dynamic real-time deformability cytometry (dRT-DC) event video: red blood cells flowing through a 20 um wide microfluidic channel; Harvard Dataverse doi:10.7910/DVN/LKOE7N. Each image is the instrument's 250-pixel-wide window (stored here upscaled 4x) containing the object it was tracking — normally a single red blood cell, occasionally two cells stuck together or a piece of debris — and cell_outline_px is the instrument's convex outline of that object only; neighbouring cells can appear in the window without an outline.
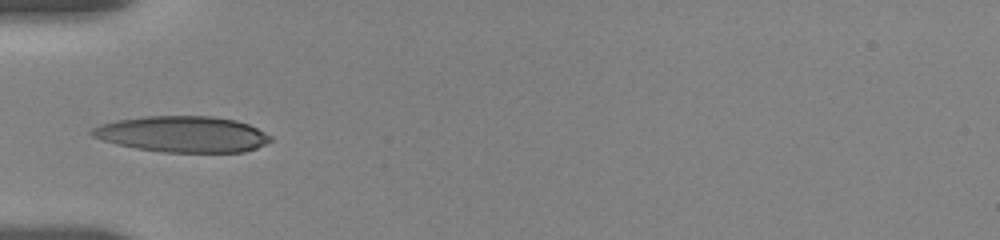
{"species": "human", "species_latin": "Homo sapiens", "temperature_condition": "room temperature", "stored_images_in_passage": 6, "camera_frame_rate_fps": 3000, "um_per_image_px": 0.085, "donor": {"sex": "female"}, "frame": {"image": 1, "passage_image": 1, "time_ms": 0.0, "image_size_px": [1000, 240], "cell_outline_px": [[272, 140], [256, 148], [244, 152], [164, 152], [136, 148], [116, 144], [100, 140], [92, 136], [88, 132], [92, 128], [100, 124], [116, 120], [144, 116], [212, 116], [236, 120], [248, 124], [272, 136]], "centroid_in_image_um": [15.48, 11.4], "position_along_channel_um": 69.5, "area_um2": 37.63}}
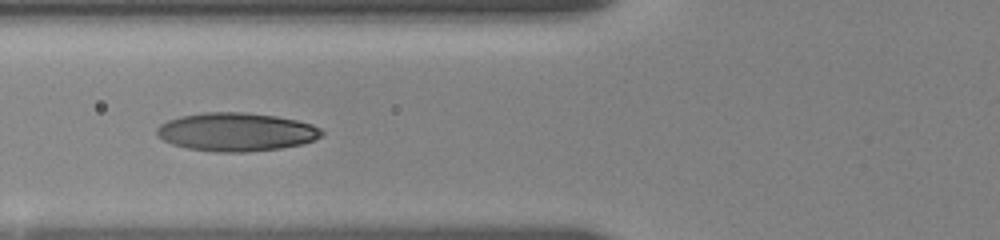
{"frame": {"image": 2, "passage_image": 5, "time_ms": 1.0, "image_size_px": [1000, 240], "cell_outline_px": [[324, 132], [320, 136], [312, 140], [300, 144], [280, 148], [248, 152], [212, 152], [188, 148], [172, 144], [164, 140], [156, 132], [156, 128], [160, 124], [168, 120], [180, 116], [204, 112], [244, 112], [276, 116], [296, 120], [312, 124], [320, 128]], "centroid_in_image_um": [20.06, 11.21], "position_along_channel_um": 105.7, "area_um2": 36.82}}